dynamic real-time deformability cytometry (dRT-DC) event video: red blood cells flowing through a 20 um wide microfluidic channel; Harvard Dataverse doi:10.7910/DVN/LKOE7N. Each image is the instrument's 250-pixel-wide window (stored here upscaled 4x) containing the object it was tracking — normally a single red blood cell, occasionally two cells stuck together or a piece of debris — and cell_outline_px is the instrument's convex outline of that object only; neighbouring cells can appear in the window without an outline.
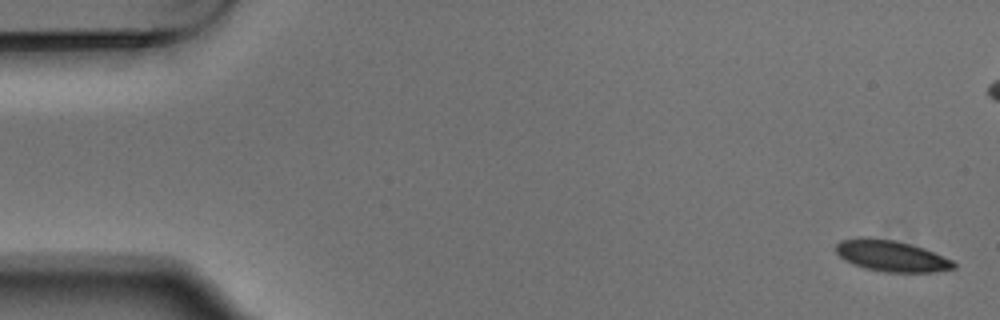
{"species": "Egyptian fruit bat (a non-hibernating species)", "species_latin": "Rousettus aegyptiacus", "temperature_condition": "warm", "stored_images_in_passage": 6, "camera_frame_rate_fps": 3000, "um_per_image_px": 0.085, "animal": {"sex": "male"}, "frame": {"image": 1, "passage_image": 1, "time_ms": 0.0, "image_size_px": [1000, 320], "cell_outline_px": [[956, 268], [936, 272], [884, 272], [864, 268], [852, 264], [844, 260], [836, 252], [836, 244], [840, 240], [864, 236], [868, 236], [896, 240], [924, 248], [952, 260], [956, 264]], "centroid_in_image_um": [75.74, 21.74], "position_along_channel_um": 9.3, "area_um2": 21.68}}